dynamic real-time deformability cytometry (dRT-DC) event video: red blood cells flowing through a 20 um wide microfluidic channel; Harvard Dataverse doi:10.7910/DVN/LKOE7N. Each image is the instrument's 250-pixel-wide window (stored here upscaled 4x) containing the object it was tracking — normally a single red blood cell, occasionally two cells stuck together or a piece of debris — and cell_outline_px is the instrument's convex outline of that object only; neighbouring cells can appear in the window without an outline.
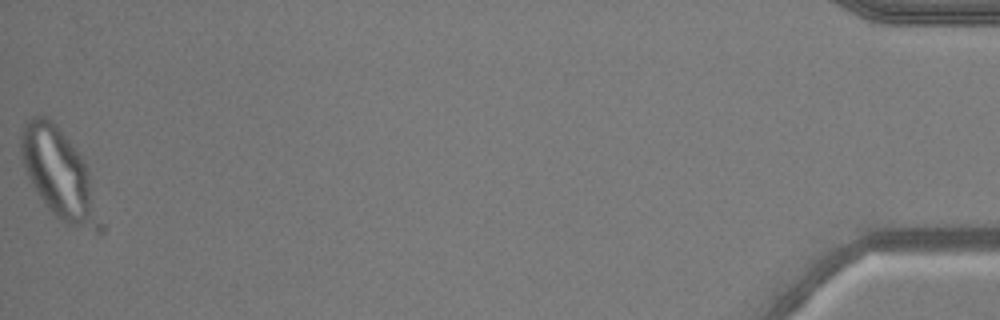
{"species": "common noctule bat (a hibernating species)", "species_latin": "Nyctalus noctula", "temperature_condition": "warm", "stored_images_in_passage": 53, "camera_frame_rate_fps": 3000, "um_per_image_px": 0.085, "animal": {"sex": "male", "body_mass_g": 20.5, "forearm_length_mm": 52.5}, "frame": {"image": 1, "passage_image": 52, "time_ms": 17.0, "image_size_px": [1000, 320], "cell_outline_px": [[108, 228], [104, 232], [96, 232], [68, 224], [60, 220], [48, 208], [40, 196], [28, 176], [20, 160], [20, 128], [32, 116], [44, 116], [52, 120], [56, 124], [84, 160], [88, 168]], "centroid_in_image_um": [5.11, 14.86], "position_along_channel_um": 430.1, "area_um2": 42.02}}